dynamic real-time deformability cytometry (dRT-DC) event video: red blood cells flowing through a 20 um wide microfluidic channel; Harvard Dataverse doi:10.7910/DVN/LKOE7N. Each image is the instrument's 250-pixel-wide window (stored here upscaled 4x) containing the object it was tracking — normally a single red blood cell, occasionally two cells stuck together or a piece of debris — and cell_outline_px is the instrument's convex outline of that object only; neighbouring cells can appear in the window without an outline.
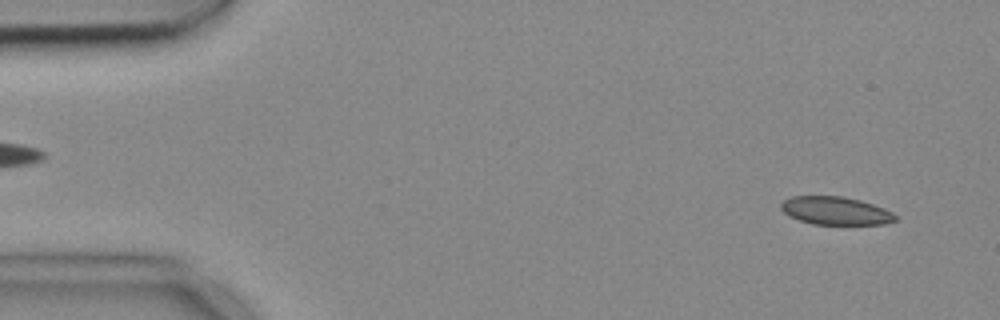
{"species": "common noctule bat (a hibernating species)", "species_latin": "Nyctalus noctula", "temperature_condition": "cold", "stored_images_in_passage": 2, "camera_frame_rate_fps": 3000, "um_per_image_px": 0.085, "animal": {"sex": "female", "body_mass_g": 18.4}, "frame": {"image": 1, "passage_image": 2, "time_ms": 0.333, "image_size_px": [1000, 320], "cell_outline_px": [[896, 220], [884, 224], [812, 224], [788, 216], [780, 208], [780, 204], [784, 200], [792, 196], [844, 196], [860, 200], [884, 208], [892, 212], [896, 216]], "centroid_in_image_um": [71.0, 17.91], "position_along_channel_um": 14.0, "area_um2": 18.67}}